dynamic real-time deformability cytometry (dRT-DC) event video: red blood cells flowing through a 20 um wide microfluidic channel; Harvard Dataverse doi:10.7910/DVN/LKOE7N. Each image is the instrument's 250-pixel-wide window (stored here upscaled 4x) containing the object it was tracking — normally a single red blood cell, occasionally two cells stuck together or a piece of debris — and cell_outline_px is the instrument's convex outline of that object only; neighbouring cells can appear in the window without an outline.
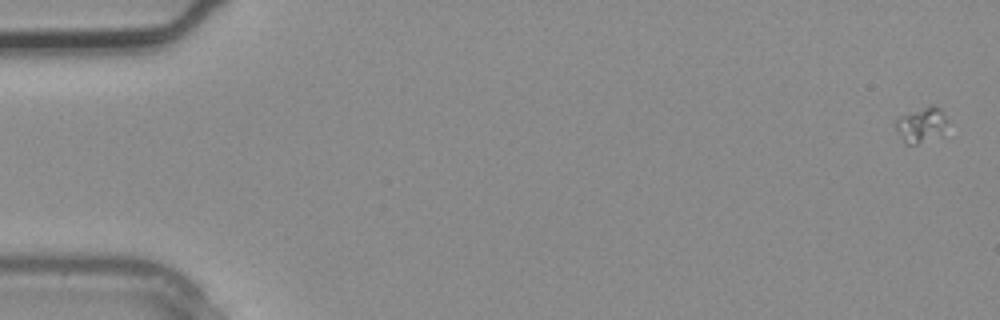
{"species": "common noctule bat (a hibernating species)", "species_latin": "Nyctalus noctula", "temperature_condition": "warm", "stored_images_in_passage": 5, "camera_frame_rate_fps": 3000, "um_per_image_px": 0.085, "animal": {"sex": "male", "body_mass_g": 20.4}, "frame": {"image": 1, "passage_image": 1, "time_ms": 0.0, "image_size_px": [1000, 320], "cell_outline_px": [[948, 120], [944, 136], [916, 144], [908, 144], [904, 140], [896, 128], [896, 120], [900, 116], [932, 104], [940, 108]], "centroid_in_image_um": [78.4, 10.61], "position_along_channel_um": 6.6, "area_um2": 10.64}}
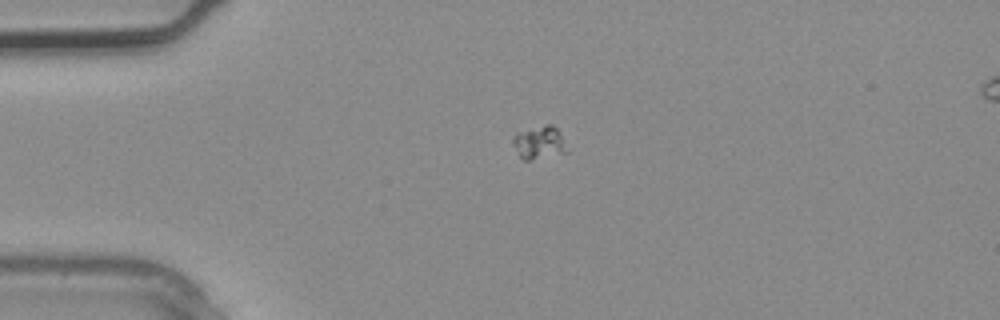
{"frame": {"image": 2, "passage_image": 3, "time_ms": 0.667, "image_size_px": [1000, 320], "cell_outline_px": [[568, 152], [528, 160], [524, 160], [520, 156], [512, 140], [512, 136], [516, 132], [548, 124], [552, 124], [556, 128]], "centroid_in_image_um": [45.8, 12.11], "position_along_channel_um": 39.2, "area_um2": 10.0}}
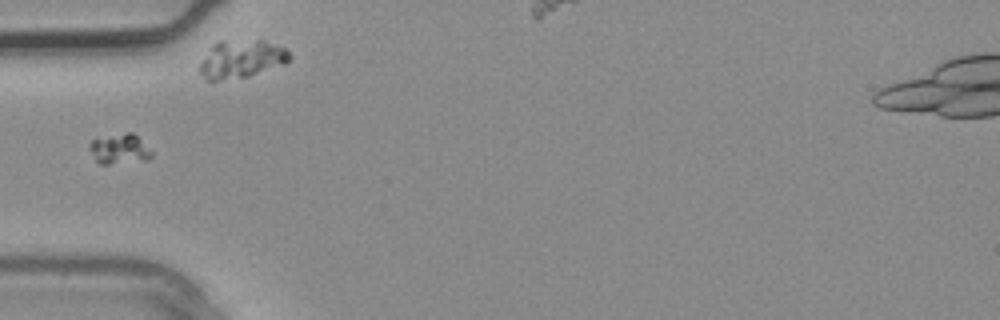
{"frame": {"image": 3, "passage_image": 4, "time_ms": 1.0, "image_size_px": [1000, 320], "cell_outline_px": [[152, 156], [148, 160], [108, 164], [100, 164], [96, 160], [88, 144], [92, 140], [128, 132], [132, 132], [152, 152]], "centroid_in_image_um": [10.17, 12.68], "position_along_channel_um": 74.8, "area_um2": 10.52}}